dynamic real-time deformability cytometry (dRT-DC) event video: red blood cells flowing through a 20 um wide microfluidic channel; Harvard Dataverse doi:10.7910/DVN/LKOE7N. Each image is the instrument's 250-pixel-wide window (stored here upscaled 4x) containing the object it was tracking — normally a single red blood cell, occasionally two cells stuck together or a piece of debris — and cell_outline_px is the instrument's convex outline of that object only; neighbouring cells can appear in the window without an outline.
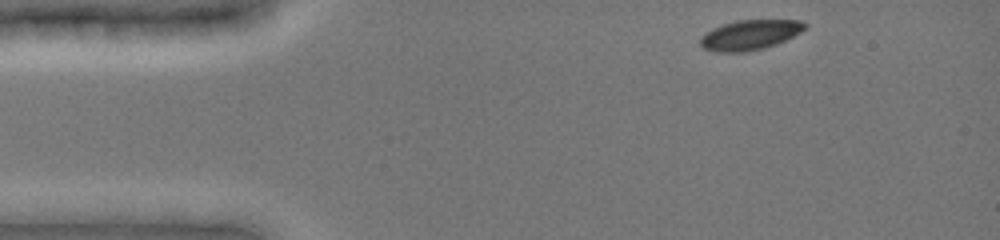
{"species": "common noctule bat (a hibernating species)", "species_latin": "Nyctalus noctula", "temperature_condition": "cold", "stored_images_in_passage": 40, "camera_frame_rate_fps": 3000, "um_per_image_px": 0.085, "animal": {"sex": "female", "body_mass_g": 19.0, "forearm_length_mm": 51.5}, "frame": {"image": 1, "passage_image": 1, "time_ms": 0.0, "image_size_px": [1000, 240], "cell_outline_px": [[808, 28], [776, 44], [764, 48], [744, 52], [716, 52], [704, 48], [700, 44], [700, 36], [712, 28], [736, 20], [800, 20], [808, 24]], "centroid_in_image_um": [63.74, 2.96], "position_along_channel_um": 21.3, "area_um2": 18.26}}
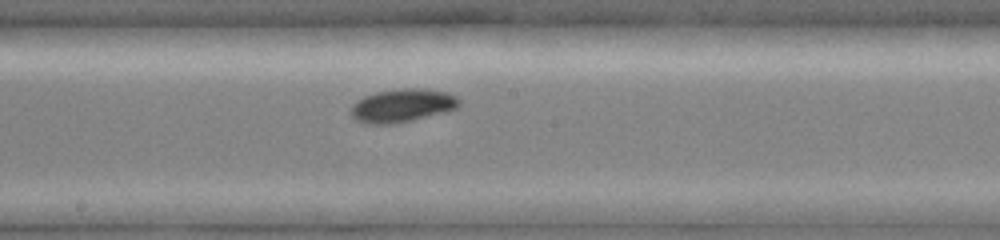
{"frame": {"image": 2, "passage_image": 22, "time_ms": 6.667, "image_size_px": [1000, 240], "cell_outline_px": [[460, 104], [456, 108], [448, 112], [396, 124], [364, 124], [356, 120], [348, 112], [352, 104], [364, 96], [376, 92], [400, 88], [428, 88], [448, 92], [456, 96], [460, 100]], "centroid_in_image_um": [34.2, 8.97], "position_along_channel_um": 214.0, "area_um2": 21.56}}
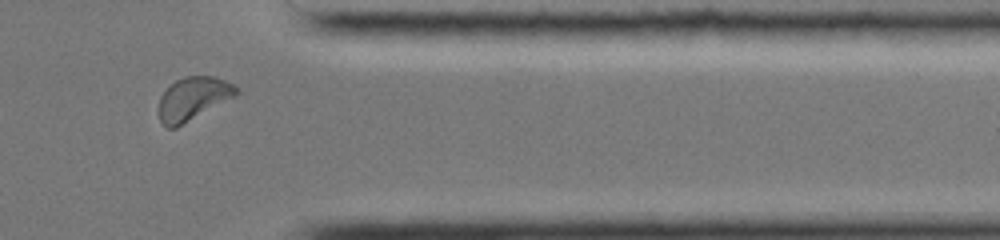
{"frame": {"image": 3, "passage_image": 36, "time_ms": 11.333, "image_size_px": [1000, 240], "cell_outline_px": [[240, 92], [236, 96], [176, 128], [168, 128], [160, 120], [160, 96], [176, 80], [184, 76], [212, 76], [224, 80], [232, 84]], "centroid_in_image_um": [16.43, 8.38], "position_along_channel_um": 395.0, "area_um2": 19.19}, "authors_computed_cell_mechanics": {"area_um2": 19.4208, "velocity_mm_per_s": 3.917, "shape_relaxation_time_tau1_ms": 1.7452, "shape_relaxation_time_tau2_ms": null, "deformation_change_tau1": 0.0767, "deformation_change_tau2": null}}